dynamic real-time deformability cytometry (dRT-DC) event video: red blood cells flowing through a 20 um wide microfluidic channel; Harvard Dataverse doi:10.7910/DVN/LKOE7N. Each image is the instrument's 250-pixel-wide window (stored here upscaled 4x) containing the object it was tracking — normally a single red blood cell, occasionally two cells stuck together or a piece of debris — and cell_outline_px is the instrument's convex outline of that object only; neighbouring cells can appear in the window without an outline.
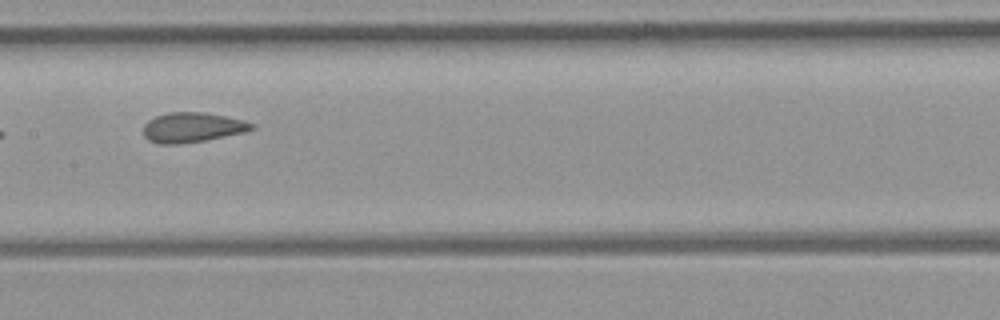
{"species": "common noctule bat (a hibernating species)", "species_latin": "Nyctalus noctula", "temperature_condition": "room temperature", "stored_images_in_passage": 6, "camera_frame_rate_fps": 3000, "um_per_image_px": 0.085, "animal": {"sex": "female", "body_mass_g": 21.9}, "frame": {"image": 1, "passage_image": 5, "time_ms": 4.667, "image_size_px": [1000, 320], "cell_outline_px": [[256, 128], [244, 132], [204, 140], [176, 144], [160, 144], [148, 140], [144, 136], [144, 124], [148, 120], [156, 116], [168, 112], [204, 112], [244, 120], [252, 124]], "centroid_in_image_um": [16.32, 10.82], "position_along_channel_um": 191.1, "area_um2": 18.67}}
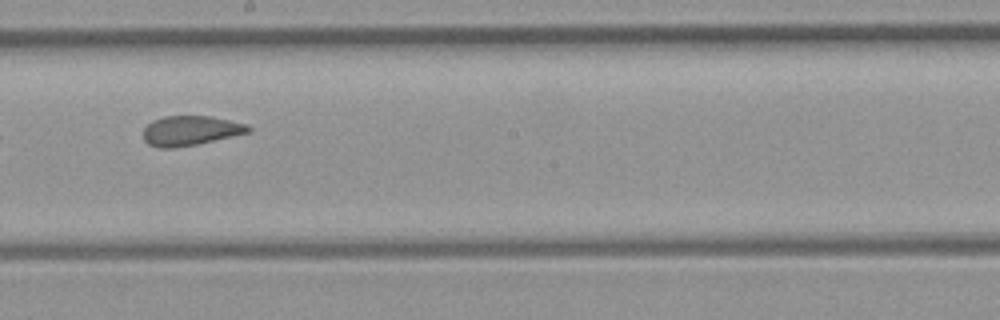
{"frame": {"image": 2, "passage_image": 6, "time_ms": 5.667, "image_size_px": [1000, 320], "cell_outline_px": [[252, 132], [196, 144], [172, 148], [160, 148], [148, 144], [144, 140], [144, 128], [152, 120], [164, 116], [212, 116], [248, 124], [252, 128]], "centroid_in_image_um": [16.22, 11.09], "position_along_channel_um": 232.0, "area_um2": 18.26}}